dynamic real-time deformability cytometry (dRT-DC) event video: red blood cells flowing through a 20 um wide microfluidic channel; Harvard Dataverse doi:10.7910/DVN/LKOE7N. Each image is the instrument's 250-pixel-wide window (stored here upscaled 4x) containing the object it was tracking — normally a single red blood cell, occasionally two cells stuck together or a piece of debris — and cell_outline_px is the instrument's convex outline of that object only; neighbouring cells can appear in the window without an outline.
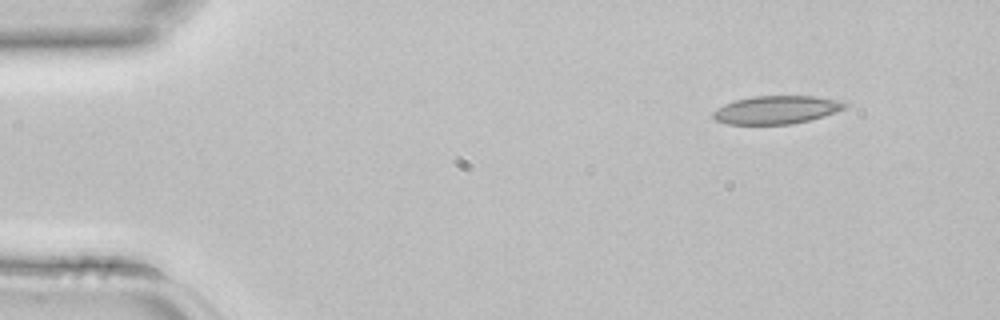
{"species": "common noctule bat (a hibernating species)", "species_latin": "Nyctalus noctula", "temperature_condition": "room temperature", "stored_images_in_passage": 4, "segment_of_instrument_passage": [2, 2], "camera_frame_rate_fps": 3000, "um_per_image_px": 0.085, "animal": {"sex": "female", "body_mass_g": 22.7, "forearm_length_mm": 54.2}, "frame": {"image": 1, "passage_image": 4, "time_ms": 1.0, "image_size_px": [1000, 320], "cell_outline_px": [[848, 108], [824, 116], [792, 124], [728, 124], [716, 120], [712, 116], [712, 112], [724, 104], [736, 100], [752, 96], [816, 96], [840, 100], [848, 104]], "centroid_in_image_um": [66.03, 9.33], "position_along_channel_um": 19.0, "area_um2": 21.68}}